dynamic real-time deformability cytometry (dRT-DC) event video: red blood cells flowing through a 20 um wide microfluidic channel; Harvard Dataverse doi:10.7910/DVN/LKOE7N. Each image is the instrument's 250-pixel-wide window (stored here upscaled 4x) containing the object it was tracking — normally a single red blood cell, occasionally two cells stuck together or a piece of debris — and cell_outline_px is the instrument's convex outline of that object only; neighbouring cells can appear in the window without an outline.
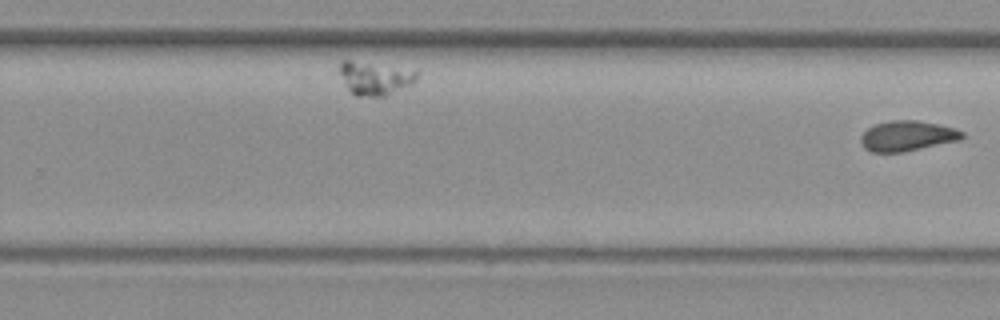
{"species": "common noctule bat (a hibernating species)", "species_latin": "Nyctalus noctula", "temperature_condition": "warm", "stored_images_in_passage": 32, "segment_of_instrument_passage": [2, 2], "camera_frame_rate_fps": 3000, "um_per_image_px": 0.085, "animal": {"sex": "female", "body_mass_g": 19.3, "forearm_length_mm": 54.1}, "frame": {"image": 1, "passage_image": 32, "time_ms": 10.333, "image_size_px": [1000, 320], "cell_outline_px": [[964, 136], [960, 140], [904, 152], [872, 152], [864, 148], [860, 140], [860, 136], [868, 128], [876, 124], [892, 120], [920, 120], [940, 124], [956, 128], [964, 132]], "centroid_in_image_um": [77.15, 11.55], "position_along_channel_um": 252.7, "area_um2": 18.03}}